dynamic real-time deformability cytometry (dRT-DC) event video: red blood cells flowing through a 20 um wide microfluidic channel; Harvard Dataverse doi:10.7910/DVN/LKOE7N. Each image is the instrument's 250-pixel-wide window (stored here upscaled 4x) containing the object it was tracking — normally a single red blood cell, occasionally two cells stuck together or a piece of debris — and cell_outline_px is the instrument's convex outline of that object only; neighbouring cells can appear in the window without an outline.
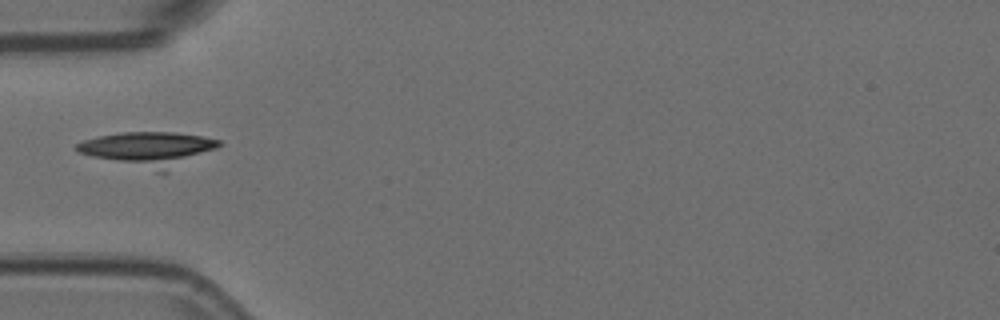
{"species": "Egyptian fruit bat (a non-hibernating species)", "species_latin": "Rousettus aegyptiacus", "temperature_condition": "room temperature", "stored_images_in_passage": 1, "camera_frame_rate_fps": 3000, "um_per_image_px": 0.085, "animal": {"sex": "female"}, "frame": {"image": 1, "passage_image": 1, "time_ms": 0.0, "image_size_px": [1000, 320], "cell_outline_px": [[224, 144], [168, 172], [156, 172], [76, 152], [76, 144], [84, 140], [100, 136], [124, 132], [172, 132], [200, 136], [220, 140]], "centroid_in_image_um": [12.65, 12.67], "position_along_channel_um": 72.4, "area_um2": 28.15}}